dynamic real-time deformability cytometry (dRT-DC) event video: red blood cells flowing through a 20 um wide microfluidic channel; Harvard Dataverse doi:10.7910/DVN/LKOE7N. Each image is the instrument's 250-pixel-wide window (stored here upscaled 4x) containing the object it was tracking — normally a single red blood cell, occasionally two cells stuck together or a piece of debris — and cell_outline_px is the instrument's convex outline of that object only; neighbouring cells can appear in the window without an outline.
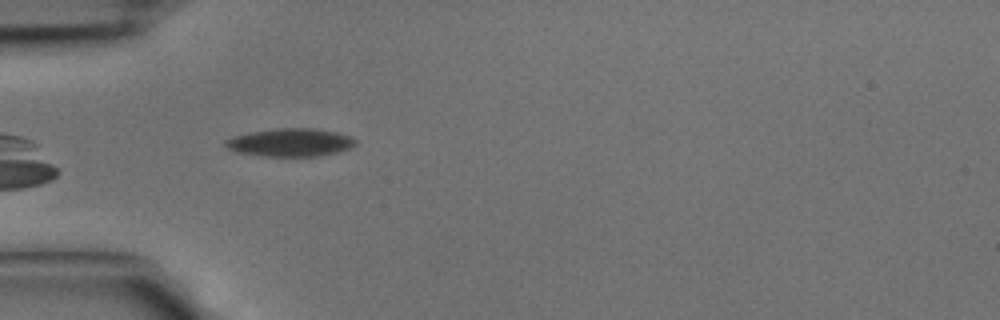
{"species": "common noctule bat (a hibernating species)", "species_latin": "Nyctalus noctula", "temperature_condition": "cold", "stored_images_in_passage": 7, "camera_frame_rate_fps": 3000, "um_per_image_px": 0.085, "animal": {"sex": "male", "body_mass_g": 15.6}, "frame": {"image": 1, "passage_image": 2, "time_ms": 0.333, "image_size_px": [1000, 320], "cell_outline_px": [[356, 144], [348, 148], [336, 152], [320, 156], [264, 156], [240, 152], [228, 148], [224, 144], [224, 140], [232, 136], [252, 132], [276, 128], [312, 128], [336, 132], [348, 136], [356, 140]], "centroid_in_image_um": [24.66, 12.1], "position_along_channel_um": 60.3, "area_um2": 20.98}}